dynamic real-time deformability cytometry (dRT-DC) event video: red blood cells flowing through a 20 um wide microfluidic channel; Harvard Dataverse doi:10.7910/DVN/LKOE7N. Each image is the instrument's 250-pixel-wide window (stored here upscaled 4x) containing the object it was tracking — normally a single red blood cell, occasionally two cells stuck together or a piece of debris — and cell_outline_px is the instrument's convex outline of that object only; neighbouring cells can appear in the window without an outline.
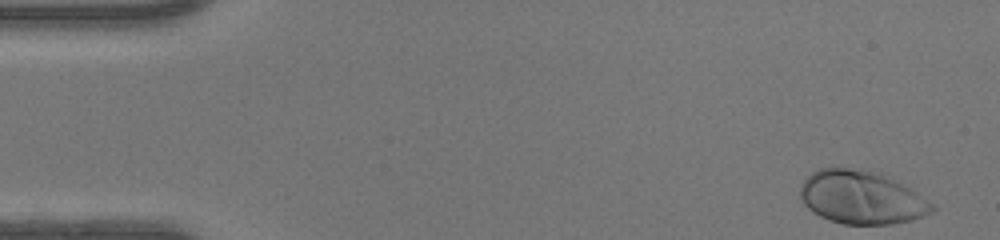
{"species": "human", "species_latin": "Homo sapiens", "temperature_condition": "warm", "stored_images_in_passage": 47, "segment_of_instrument_passage": [1, 2], "camera_frame_rate_fps": 3000, "um_per_image_px": 0.085, "donor": {"sex": "female"}, "frame": {"image": 1, "passage_image": 1, "time_ms": 0.0, "image_size_px": [1000, 240], "cell_outline_px": [[936, 208], [932, 212], [912, 220], [892, 224], [844, 224], [820, 216], [812, 212], [804, 204], [800, 196], [800, 188], [804, 180], [812, 172], [820, 168], [832, 164], [864, 168], [884, 172], [932, 204]], "centroid_in_image_um": [73.18, 16.72], "position_along_channel_um": 11.8, "area_um2": 41.56}}
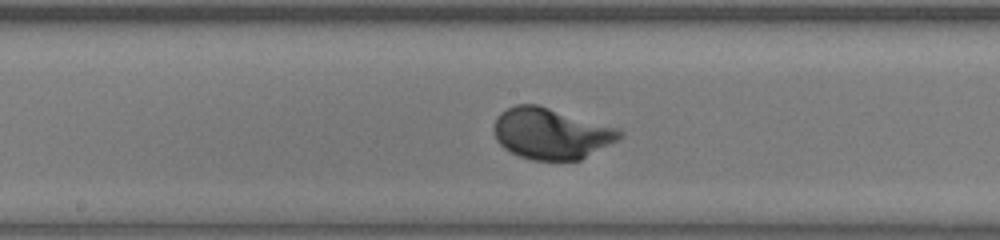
{"frame": {"image": 2, "passage_image": 23, "time_ms": 7.333, "image_size_px": [1000, 240], "cell_outline_px": [[624, 136], [580, 160], [532, 160], [520, 156], [504, 148], [496, 140], [492, 132], [492, 128], [496, 116], [500, 112], [516, 104], [536, 104], [616, 128], [624, 132]], "centroid_in_image_um": [46.78, 11.35], "position_along_channel_um": 201.4, "area_um2": 37.17}}
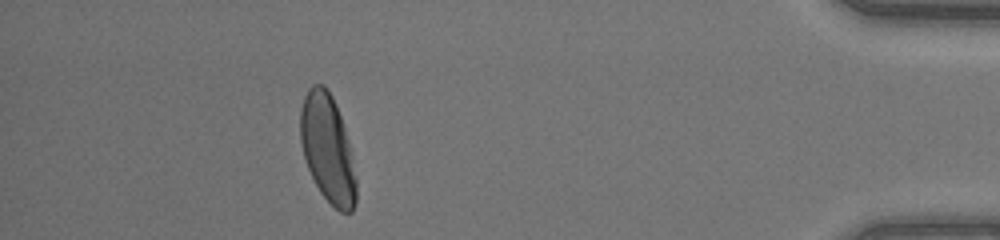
{"frame": {"image": 3, "passage_image": 41, "time_ms": 13.333, "image_size_px": [1000, 240], "cell_outline_px": [[356, 204], [352, 212], [340, 212], [320, 192], [308, 168], [304, 156], [300, 140], [300, 108], [304, 96], [308, 88], [312, 84], [324, 84], [328, 88], [332, 96], [340, 116], [344, 128], [348, 144], [356, 180]], "centroid_in_image_um": [27.82, 12.6], "position_along_channel_um": 407.4, "area_um2": 34.68}}